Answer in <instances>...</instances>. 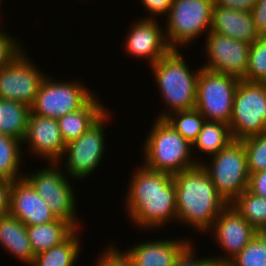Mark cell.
Wrapping results in <instances>:
<instances>
[{"mask_svg":"<svg viewBox=\"0 0 266 266\" xmlns=\"http://www.w3.org/2000/svg\"><path fill=\"white\" fill-rule=\"evenodd\" d=\"M213 0H173L165 16V38L171 49H187L211 31ZM187 46V47H186Z\"/></svg>","mask_w":266,"mask_h":266,"instance_id":"6","label":"cell"},{"mask_svg":"<svg viewBox=\"0 0 266 266\" xmlns=\"http://www.w3.org/2000/svg\"><path fill=\"white\" fill-rule=\"evenodd\" d=\"M200 165L207 172L217 193L231 204L248 188L247 156L242 141L234 140Z\"/></svg>","mask_w":266,"mask_h":266,"instance_id":"8","label":"cell"},{"mask_svg":"<svg viewBox=\"0 0 266 266\" xmlns=\"http://www.w3.org/2000/svg\"><path fill=\"white\" fill-rule=\"evenodd\" d=\"M11 183L0 178V217L10 214Z\"/></svg>","mask_w":266,"mask_h":266,"instance_id":"38","label":"cell"},{"mask_svg":"<svg viewBox=\"0 0 266 266\" xmlns=\"http://www.w3.org/2000/svg\"><path fill=\"white\" fill-rule=\"evenodd\" d=\"M247 190L259 197L266 198V169L250 174Z\"/></svg>","mask_w":266,"mask_h":266,"instance_id":"37","label":"cell"},{"mask_svg":"<svg viewBox=\"0 0 266 266\" xmlns=\"http://www.w3.org/2000/svg\"><path fill=\"white\" fill-rule=\"evenodd\" d=\"M242 80L266 83V36L259 37L250 45L248 67Z\"/></svg>","mask_w":266,"mask_h":266,"instance_id":"29","label":"cell"},{"mask_svg":"<svg viewBox=\"0 0 266 266\" xmlns=\"http://www.w3.org/2000/svg\"><path fill=\"white\" fill-rule=\"evenodd\" d=\"M139 2L144 8L145 15L147 14L142 18L158 19V16L165 17L168 14L173 0H139Z\"/></svg>","mask_w":266,"mask_h":266,"instance_id":"35","label":"cell"},{"mask_svg":"<svg viewBox=\"0 0 266 266\" xmlns=\"http://www.w3.org/2000/svg\"><path fill=\"white\" fill-rule=\"evenodd\" d=\"M165 119L190 144L196 140L206 121L196 108L172 112Z\"/></svg>","mask_w":266,"mask_h":266,"instance_id":"28","label":"cell"},{"mask_svg":"<svg viewBox=\"0 0 266 266\" xmlns=\"http://www.w3.org/2000/svg\"><path fill=\"white\" fill-rule=\"evenodd\" d=\"M98 97L97 93L82 108L57 120L65 145L75 141L109 110Z\"/></svg>","mask_w":266,"mask_h":266,"instance_id":"21","label":"cell"},{"mask_svg":"<svg viewBox=\"0 0 266 266\" xmlns=\"http://www.w3.org/2000/svg\"><path fill=\"white\" fill-rule=\"evenodd\" d=\"M204 48L207 60L202 68L223 73L242 80L248 67V43L209 31L205 35Z\"/></svg>","mask_w":266,"mask_h":266,"instance_id":"13","label":"cell"},{"mask_svg":"<svg viewBox=\"0 0 266 266\" xmlns=\"http://www.w3.org/2000/svg\"><path fill=\"white\" fill-rule=\"evenodd\" d=\"M3 0H0V9L2 8V6H3ZM0 20H1V16H0Z\"/></svg>","mask_w":266,"mask_h":266,"instance_id":"41","label":"cell"},{"mask_svg":"<svg viewBox=\"0 0 266 266\" xmlns=\"http://www.w3.org/2000/svg\"><path fill=\"white\" fill-rule=\"evenodd\" d=\"M188 237H173L139 241L134 246L122 250L116 246L130 261L132 266H173L181 253L192 243Z\"/></svg>","mask_w":266,"mask_h":266,"instance_id":"17","label":"cell"},{"mask_svg":"<svg viewBox=\"0 0 266 266\" xmlns=\"http://www.w3.org/2000/svg\"><path fill=\"white\" fill-rule=\"evenodd\" d=\"M0 246L25 266L32 265L35 253L26 226L10 214L0 217Z\"/></svg>","mask_w":266,"mask_h":266,"instance_id":"20","label":"cell"},{"mask_svg":"<svg viewBox=\"0 0 266 266\" xmlns=\"http://www.w3.org/2000/svg\"><path fill=\"white\" fill-rule=\"evenodd\" d=\"M207 233L213 235L223 253L213 254V259L218 266H226L256 236V229L228 204Z\"/></svg>","mask_w":266,"mask_h":266,"instance_id":"14","label":"cell"},{"mask_svg":"<svg viewBox=\"0 0 266 266\" xmlns=\"http://www.w3.org/2000/svg\"><path fill=\"white\" fill-rule=\"evenodd\" d=\"M233 141L234 139L228 124L219 121L206 120L199 135L192 144L193 157L198 164H201L205 159L200 156L198 157L200 158L199 160L196 157V152H200L201 155L205 153L206 156L209 155L207 156L208 158L226 148ZM201 158L203 160H201Z\"/></svg>","mask_w":266,"mask_h":266,"instance_id":"22","label":"cell"},{"mask_svg":"<svg viewBox=\"0 0 266 266\" xmlns=\"http://www.w3.org/2000/svg\"><path fill=\"white\" fill-rule=\"evenodd\" d=\"M143 142L141 164L152 171L174 176L198 165L192 154V144L165 118L154 119Z\"/></svg>","mask_w":266,"mask_h":266,"instance_id":"4","label":"cell"},{"mask_svg":"<svg viewBox=\"0 0 266 266\" xmlns=\"http://www.w3.org/2000/svg\"><path fill=\"white\" fill-rule=\"evenodd\" d=\"M226 266H266V248L255 236Z\"/></svg>","mask_w":266,"mask_h":266,"instance_id":"31","label":"cell"},{"mask_svg":"<svg viewBox=\"0 0 266 266\" xmlns=\"http://www.w3.org/2000/svg\"><path fill=\"white\" fill-rule=\"evenodd\" d=\"M103 250L96 256L98 259L93 266H132L130 261L116 247V244L111 242Z\"/></svg>","mask_w":266,"mask_h":266,"instance_id":"33","label":"cell"},{"mask_svg":"<svg viewBox=\"0 0 266 266\" xmlns=\"http://www.w3.org/2000/svg\"><path fill=\"white\" fill-rule=\"evenodd\" d=\"M24 145L28 147L27 151L24 149L25 152L30 151V155L46 160V163L60 161L66 146L58 121L36 114L29 116L26 135L22 141V146Z\"/></svg>","mask_w":266,"mask_h":266,"instance_id":"16","label":"cell"},{"mask_svg":"<svg viewBox=\"0 0 266 266\" xmlns=\"http://www.w3.org/2000/svg\"><path fill=\"white\" fill-rule=\"evenodd\" d=\"M94 95L82 81H59L47 74L31 106V114L58 120L82 108Z\"/></svg>","mask_w":266,"mask_h":266,"instance_id":"9","label":"cell"},{"mask_svg":"<svg viewBox=\"0 0 266 266\" xmlns=\"http://www.w3.org/2000/svg\"><path fill=\"white\" fill-rule=\"evenodd\" d=\"M181 49H171L165 56L150 66L155 86L165 108L157 118H165L170 113L195 108L197 81L201 66L193 69L187 63Z\"/></svg>","mask_w":266,"mask_h":266,"instance_id":"3","label":"cell"},{"mask_svg":"<svg viewBox=\"0 0 266 266\" xmlns=\"http://www.w3.org/2000/svg\"><path fill=\"white\" fill-rule=\"evenodd\" d=\"M256 32L260 37L266 36V0H257L251 10Z\"/></svg>","mask_w":266,"mask_h":266,"instance_id":"36","label":"cell"},{"mask_svg":"<svg viewBox=\"0 0 266 266\" xmlns=\"http://www.w3.org/2000/svg\"><path fill=\"white\" fill-rule=\"evenodd\" d=\"M32 172V173H31ZM24 178L45 200L57 219L68 221L75 229L81 228L78 218L74 179L68 177L58 162H47L45 167L24 174ZM69 179L71 181H69ZM71 182V183H70Z\"/></svg>","mask_w":266,"mask_h":266,"instance_id":"5","label":"cell"},{"mask_svg":"<svg viewBox=\"0 0 266 266\" xmlns=\"http://www.w3.org/2000/svg\"><path fill=\"white\" fill-rule=\"evenodd\" d=\"M234 140L266 132V83L240 80L229 123Z\"/></svg>","mask_w":266,"mask_h":266,"instance_id":"10","label":"cell"},{"mask_svg":"<svg viewBox=\"0 0 266 266\" xmlns=\"http://www.w3.org/2000/svg\"><path fill=\"white\" fill-rule=\"evenodd\" d=\"M158 20L137 18L132 21L134 23L131 24L123 39L125 53L136 60H145L146 66L149 65V67L171 50L165 38L164 27Z\"/></svg>","mask_w":266,"mask_h":266,"instance_id":"15","label":"cell"},{"mask_svg":"<svg viewBox=\"0 0 266 266\" xmlns=\"http://www.w3.org/2000/svg\"><path fill=\"white\" fill-rule=\"evenodd\" d=\"M0 23L3 24V22ZM2 27L0 28V69L10 64L19 54L26 50L25 47H22L26 45H22L19 38H14L10 32H6V29L4 30Z\"/></svg>","mask_w":266,"mask_h":266,"instance_id":"32","label":"cell"},{"mask_svg":"<svg viewBox=\"0 0 266 266\" xmlns=\"http://www.w3.org/2000/svg\"><path fill=\"white\" fill-rule=\"evenodd\" d=\"M196 245L192 242L177 258L173 266H218L212 255L198 258Z\"/></svg>","mask_w":266,"mask_h":266,"instance_id":"34","label":"cell"},{"mask_svg":"<svg viewBox=\"0 0 266 266\" xmlns=\"http://www.w3.org/2000/svg\"><path fill=\"white\" fill-rule=\"evenodd\" d=\"M211 31L251 45L260 36L249 11L213 5Z\"/></svg>","mask_w":266,"mask_h":266,"instance_id":"19","label":"cell"},{"mask_svg":"<svg viewBox=\"0 0 266 266\" xmlns=\"http://www.w3.org/2000/svg\"><path fill=\"white\" fill-rule=\"evenodd\" d=\"M111 116V112L108 110L85 133L75 141L66 144L64 154L58 163L68 177L77 180L76 182L85 180L84 178L88 179L87 177L93 175L102 164L101 162L106 156L105 151H107L105 128L108 126L106 124L112 120ZM61 162L64 163V166Z\"/></svg>","mask_w":266,"mask_h":266,"instance_id":"7","label":"cell"},{"mask_svg":"<svg viewBox=\"0 0 266 266\" xmlns=\"http://www.w3.org/2000/svg\"><path fill=\"white\" fill-rule=\"evenodd\" d=\"M231 205L256 230L266 227V198L246 189Z\"/></svg>","mask_w":266,"mask_h":266,"instance_id":"27","label":"cell"},{"mask_svg":"<svg viewBox=\"0 0 266 266\" xmlns=\"http://www.w3.org/2000/svg\"><path fill=\"white\" fill-rule=\"evenodd\" d=\"M126 186V218L141 231L161 230L176 224V188L173 176L152 171L140 164L130 175Z\"/></svg>","mask_w":266,"mask_h":266,"instance_id":"1","label":"cell"},{"mask_svg":"<svg viewBox=\"0 0 266 266\" xmlns=\"http://www.w3.org/2000/svg\"><path fill=\"white\" fill-rule=\"evenodd\" d=\"M10 215L25 226L47 224L57 220L45 200L25 178L11 183Z\"/></svg>","mask_w":266,"mask_h":266,"instance_id":"18","label":"cell"},{"mask_svg":"<svg viewBox=\"0 0 266 266\" xmlns=\"http://www.w3.org/2000/svg\"><path fill=\"white\" fill-rule=\"evenodd\" d=\"M26 229L35 255L61 244L76 230L68 221L62 219L26 226Z\"/></svg>","mask_w":266,"mask_h":266,"instance_id":"23","label":"cell"},{"mask_svg":"<svg viewBox=\"0 0 266 266\" xmlns=\"http://www.w3.org/2000/svg\"><path fill=\"white\" fill-rule=\"evenodd\" d=\"M27 51L19 54L10 64L0 69V98L32 106L40 84L46 77Z\"/></svg>","mask_w":266,"mask_h":266,"instance_id":"12","label":"cell"},{"mask_svg":"<svg viewBox=\"0 0 266 266\" xmlns=\"http://www.w3.org/2000/svg\"><path fill=\"white\" fill-rule=\"evenodd\" d=\"M256 236L261 240L266 248V227H262L256 230Z\"/></svg>","mask_w":266,"mask_h":266,"instance_id":"40","label":"cell"},{"mask_svg":"<svg viewBox=\"0 0 266 266\" xmlns=\"http://www.w3.org/2000/svg\"><path fill=\"white\" fill-rule=\"evenodd\" d=\"M176 188V223L207 233L228 203L217 193L211 178L198 164L173 176Z\"/></svg>","mask_w":266,"mask_h":266,"instance_id":"2","label":"cell"},{"mask_svg":"<svg viewBox=\"0 0 266 266\" xmlns=\"http://www.w3.org/2000/svg\"><path fill=\"white\" fill-rule=\"evenodd\" d=\"M76 229L64 242L35 255L31 266H77L81 257V231Z\"/></svg>","mask_w":266,"mask_h":266,"instance_id":"24","label":"cell"},{"mask_svg":"<svg viewBox=\"0 0 266 266\" xmlns=\"http://www.w3.org/2000/svg\"><path fill=\"white\" fill-rule=\"evenodd\" d=\"M241 141L246 151L249 175L266 169V132Z\"/></svg>","mask_w":266,"mask_h":266,"instance_id":"30","label":"cell"},{"mask_svg":"<svg viewBox=\"0 0 266 266\" xmlns=\"http://www.w3.org/2000/svg\"><path fill=\"white\" fill-rule=\"evenodd\" d=\"M22 141L0 133V178L15 181L24 178ZM21 171V172H20Z\"/></svg>","mask_w":266,"mask_h":266,"instance_id":"26","label":"cell"},{"mask_svg":"<svg viewBox=\"0 0 266 266\" xmlns=\"http://www.w3.org/2000/svg\"><path fill=\"white\" fill-rule=\"evenodd\" d=\"M30 114V106L0 98V133L23 141Z\"/></svg>","mask_w":266,"mask_h":266,"instance_id":"25","label":"cell"},{"mask_svg":"<svg viewBox=\"0 0 266 266\" xmlns=\"http://www.w3.org/2000/svg\"><path fill=\"white\" fill-rule=\"evenodd\" d=\"M240 79L213 72L201 67L197 81L195 108L205 120L224 122L229 125L233 101Z\"/></svg>","mask_w":266,"mask_h":266,"instance_id":"11","label":"cell"},{"mask_svg":"<svg viewBox=\"0 0 266 266\" xmlns=\"http://www.w3.org/2000/svg\"><path fill=\"white\" fill-rule=\"evenodd\" d=\"M215 5L229 9L251 12L257 0H213Z\"/></svg>","mask_w":266,"mask_h":266,"instance_id":"39","label":"cell"}]
</instances>
